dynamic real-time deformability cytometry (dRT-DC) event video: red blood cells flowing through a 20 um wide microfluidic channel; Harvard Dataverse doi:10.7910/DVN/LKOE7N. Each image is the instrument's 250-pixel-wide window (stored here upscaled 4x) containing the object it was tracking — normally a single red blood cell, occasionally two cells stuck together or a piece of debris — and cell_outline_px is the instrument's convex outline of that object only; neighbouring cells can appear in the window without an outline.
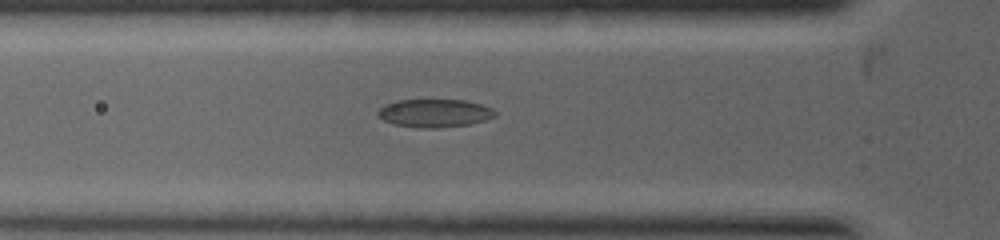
{"species": "common noctule bat (a hibernating species)", "species_latin": "Nyctalus noctula", "temperature_condition": "warm", "stored_images_in_passage": 9, "camera_frame_rate_fps": 5000, "um_per_image_px": 0.085, "animal": {"sex": "female", "body_mass_g": 19.0, "forearm_length_mm": 53.3}, "frame": {"image": 1, "passage_image": 2, "time_ms": 0.2, "image_size_px": [1000, 240], "cell_outline_px": [[496, 116], [484, 120], [468, 124], [436, 128], [420, 128], [396, 124], [384, 120], [376, 112], [384, 104], [396, 100], [464, 100], [480, 104], [492, 108], [496, 112]], "centroid_in_image_um": [36.93, 9.61], "position_along_channel_um": 88.9, "area_um2": 19.02}}
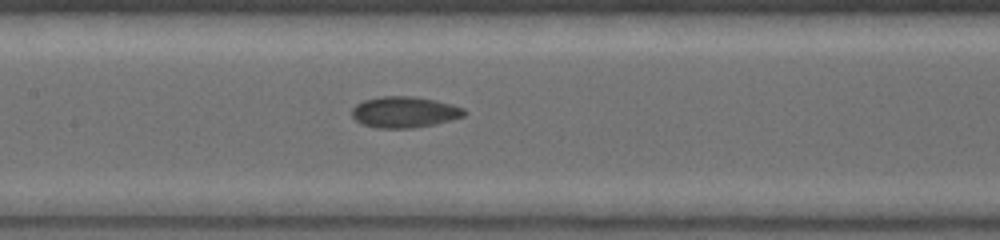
{"frame": {"image": 2, "passage_image": 7, "time_ms": 1.4, "image_size_px": [1000, 240], "cell_outline_px": [[468, 112], [464, 116], [432, 124], [408, 128], [380, 128], [364, 124], [356, 120], [352, 116], [352, 108], [356, 104], [364, 100], [380, 96], [416, 96], [436, 100], [452, 104], [464, 108]], "centroid_in_image_um": [34.38, 9.5], "position_along_channel_um": 173.0, "area_um2": 20.23}}
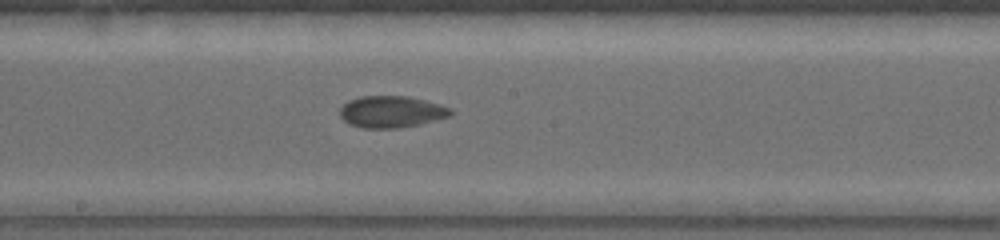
{"frame": {"image": 3, "passage_image": 9, "time_ms": 2.0, "image_size_px": [1000, 240], "cell_outline_px": [[452, 116], [420, 124], [396, 128], [364, 128], [352, 124], [344, 120], [340, 116], [340, 108], [348, 100], [360, 96], [408, 96], [440, 104], [452, 108]], "centroid_in_image_um": [33.3, 9.49], "position_along_channel_um": 214.9, "area_um2": 20.46}}